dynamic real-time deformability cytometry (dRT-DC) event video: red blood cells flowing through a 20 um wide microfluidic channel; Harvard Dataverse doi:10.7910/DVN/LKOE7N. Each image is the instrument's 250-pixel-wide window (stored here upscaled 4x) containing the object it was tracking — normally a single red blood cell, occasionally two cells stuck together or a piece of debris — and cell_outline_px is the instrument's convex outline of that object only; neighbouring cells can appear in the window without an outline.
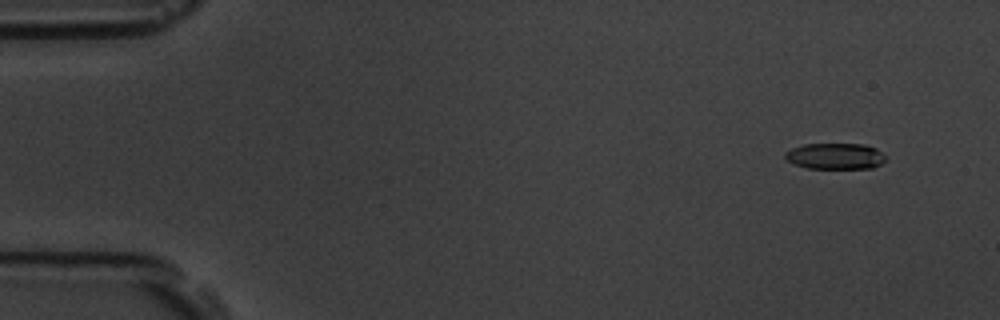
{"species": "common noctule bat (a hibernating species)", "species_latin": "Nyctalus noctula", "temperature_condition": "room temperature", "stored_images_in_passage": 6, "camera_frame_rate_fps": 3000, "um_per_image_px": 0.085, "animal": {"sex": "male", "body_mass_g": 19.5, "forearm_length_mm": 54.6}, "frame": {"image": 1, "passage_image": 2, "time_ms": 1.333, "image_size_px": [1000, 320], "cell_outline_px": [[888, 156], [880, 164], [872, 168], [808, 168], [796, 164], [788, 160], [784, 156], [784, 152], [792, 148], [804, 144], [864, 144], [876, 148]], "centroid_in_image_um": [71.03, 13.26], "position_along_channel_um": 14.0, "area_um2": 15.26}}
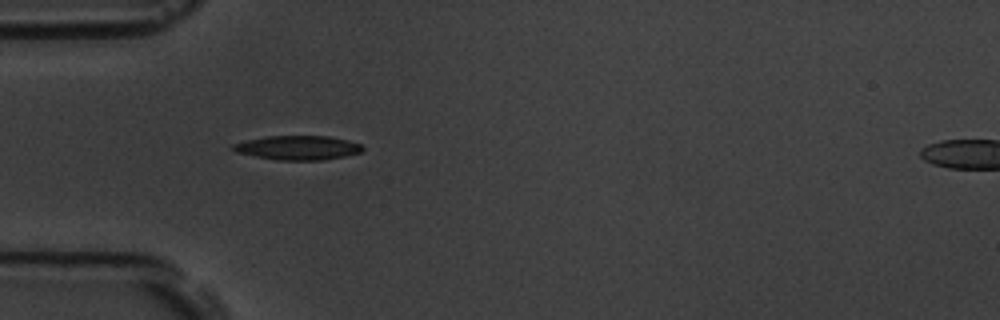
{"frame": {"image": 2, "passage_image": 5, "time_ms": 5.667, "image_size_px": [1000, 320], "cell_outline_px": [[364, 148], [360, 152], [344, 156], [324, 160], [276, 160], [236, 152], [232, 148], [232, 144], [264, 136], [328, 136], [348, 140], [360, 144]], "centroid_in_image_um": [25.32, 12.55], "position_along_channel_um": 59.7, "area_um2": 18.15}}
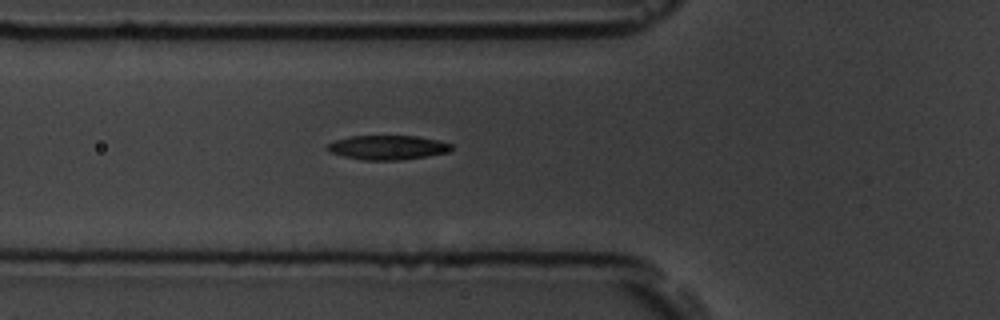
{"frame": {"image": 3, "passage_image": 6, "time_ms": 6.667, "image_size_px": [1000, 320], "cell_outline_px": [[452, 148], [448, 152], [428, 156], [400, 160], [364, 160], [344, 156], [328, 152], [324, 148], [328, 144], [336, 140], [352, 136], [416, 136], [436, 140], [452, 144]], "centroid_in_image_um": [32.92, 12.54], "position_along_channel_um": 92.9, "area_um2": 17.51}}